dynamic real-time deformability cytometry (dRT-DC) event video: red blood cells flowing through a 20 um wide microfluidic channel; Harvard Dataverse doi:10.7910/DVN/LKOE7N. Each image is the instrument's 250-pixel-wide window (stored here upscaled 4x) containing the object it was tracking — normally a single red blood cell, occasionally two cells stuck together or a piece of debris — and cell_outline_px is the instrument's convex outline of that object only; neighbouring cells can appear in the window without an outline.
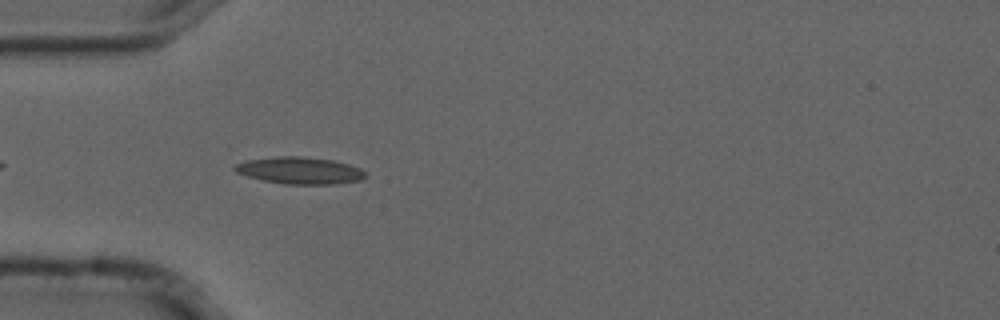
{"species": "common noctule bat (a hibernating species)", "species_latin": "Nyctalus noctula", "temperature_condition": "cold", "stored_images_in_passage": 36, "camera_frame_rate_fps": 3000, "um_per_image_px": 0.085, "animal": {"sex": "male", "forearm_length_mm": 52.5}, "frame": {"image": 1, "passage_image": 4, "time_ms": 1.0, "image_size_px": [1000, 320], "cell_outline_px": [[364, 176], [360, 180], [336, 184], [284, 184], [260, 180], [236, 172], [232, 168], [236, 164], [248, 160], [276, 156], [300, 156], [332, 160], [348, 164], [360, 168], [364, 172]], "centroid_in_image_um": [25.45, 14.49], "position_along_channel_um": 59.6, "area_um2": 20.4}}
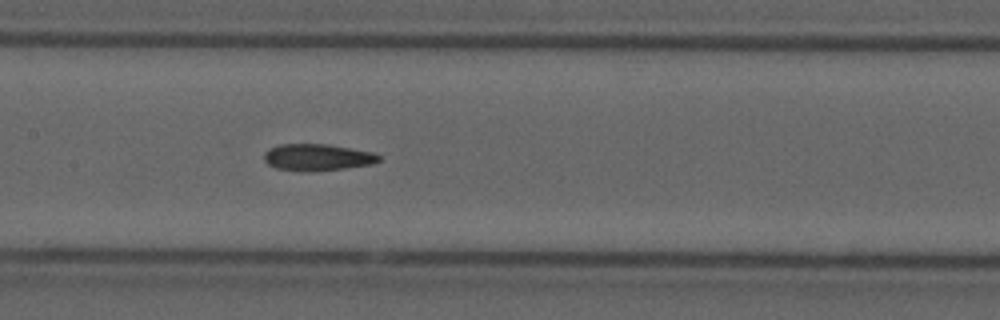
{"frame": {"image": 2, "passage_image": 14, "time_ms": 4.333, "image_size_px": [1000, 320], "cell_outline_px": [[380, 160], [372, 164], [344, 168], [308, 172], [300, 172], [276, 168], [268, 164], [264, 160], [264, 152], [268, 148], [280, 144], [328, 144], [372, 152], [380, 156]], "centroid_in_image_um": [26.93, 13.37], "position_along_channel_um": 180.5, "area_um2": 17.98}}
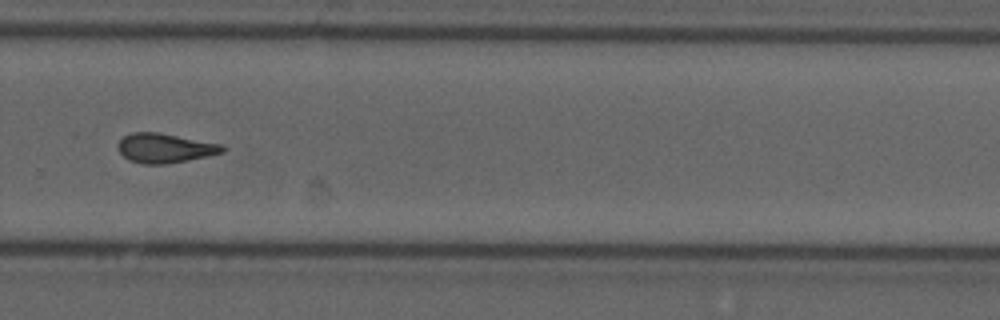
{"frame": {"image": 3, "passage_image": 25, "time_ms": 8.0, "image_size_px": [1000, 320], "cell_outline_px": [[228, 148], [224, 152], [208, 156], [188, 160], [164, 164], [144, 164], [132, 160], [124, 156], [120, 152], [116, 144], [124, 136], [132, 132], [160, 132], [224, 144]], "centroid_in_image_um": [14.08, 12.57], "position_along_channel_um": 315.7, "area_um2": 18.09}, "authors_computed_cell_mechanics": {"area_um2": 17.9758, "velocity_mm_per_s": 3.7102, "shape_relaxation_time_tau1_ms": null, "shape_relaxation_time_tau2_ms": 4.3201, "deformation_change_tau1": null, "deformation_change_tau2": 0.1365}}